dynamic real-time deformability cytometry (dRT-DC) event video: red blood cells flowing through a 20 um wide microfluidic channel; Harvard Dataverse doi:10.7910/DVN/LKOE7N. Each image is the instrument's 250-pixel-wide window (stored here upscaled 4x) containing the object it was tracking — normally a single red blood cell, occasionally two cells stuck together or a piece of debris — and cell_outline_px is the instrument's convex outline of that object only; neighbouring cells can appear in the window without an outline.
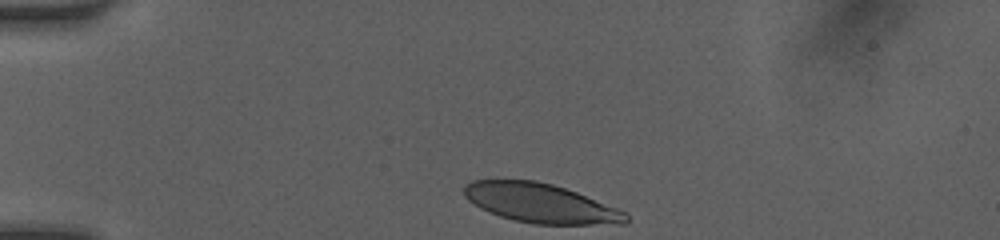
{"species": "human", "species_latin": "Homo sapiens", "temperature_condition": "room temperature", "stored_images_in_passage": 32, "camera_frame_rate_fps": 3000, "um_per_image_px": 0.085, "donor": {"sex": "female"}, "frame": {"image": 1, "passage_image": 1, "time_ms": 0.0, "image_size_px": [1000, 240], "cell_outline_px": [[628, 220], [624, 224], [532, 224], [512, 220], [488, 212], [480, 208], [468, 200], [464, 196], [464, 188], [472, 180], [536, 180], [552, 184], [576, 192], [616, 208], [624, 212], [628, 216]], "centroid_in_image_um": [45.91, 17.28], "position_along_channel_um": 39.1, "area_um2": 36.76}}
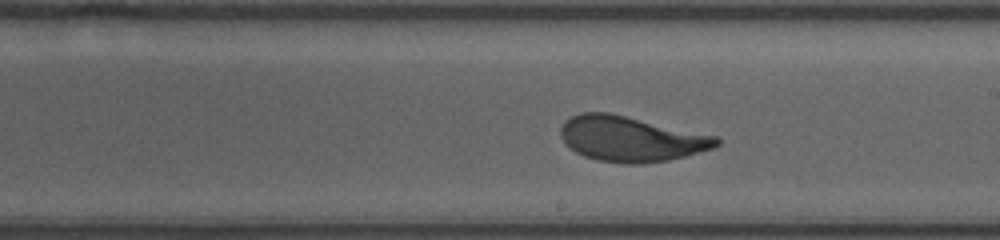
{"frame": {"image": 2, "passage_image": 18, "time_ms": 6.0, "image_size_px": [1000, 240], "cell_outline_px": [[720, 144], [712, 148], [684, 156], [668, 160], [644, 164], [628, 164], [596, 160], [584, 156], [576, 152], [560, 136], [560, 128], [564, 120], [580, 112], [608, 112], [716, 136], [720, 140]], "centroid_in_image_um": [53.6, 11.8], "position_along_channel_um": 235.4, "area_um2": 40.81}}
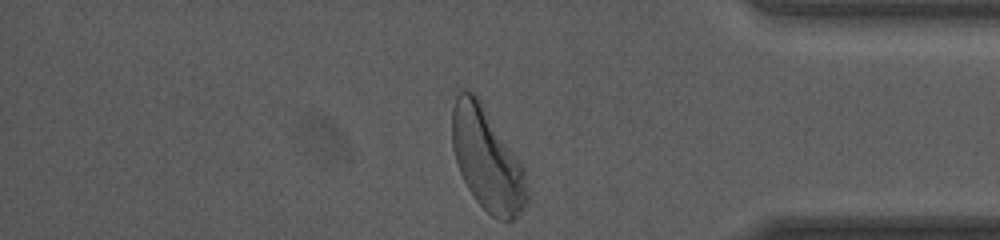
{"frame": {"image": 3, "passage_image": 31, "time_ms": 10.333, "image_size_px": [1000, 240], "cell_outline_px": [[528, 204], [512, 220], [500, 220], [492, 216], [476, 200], [468, 188], [460, 172], [452, 148], [452, 108], [456, 96], [460, 92], [472, 92], [476, 96], [524, 168], [528, 192]], "centroid_in_image_um": [41.4, 13.6], "position_along_channel_um": 393.8, "area_um2": 43.75}, "authors_computed_cell_mechanics": {"area_um2": 40.3733, "velocity_mm_per_s": 4.0743, "shape_relaxation_time_tau1_ms": 3.2316, "shape_relaxation_time_tau2_ms": 0.6452, "deformation_change_tau1": 0.1737, "deformation_change_tau2": 0.0569}}